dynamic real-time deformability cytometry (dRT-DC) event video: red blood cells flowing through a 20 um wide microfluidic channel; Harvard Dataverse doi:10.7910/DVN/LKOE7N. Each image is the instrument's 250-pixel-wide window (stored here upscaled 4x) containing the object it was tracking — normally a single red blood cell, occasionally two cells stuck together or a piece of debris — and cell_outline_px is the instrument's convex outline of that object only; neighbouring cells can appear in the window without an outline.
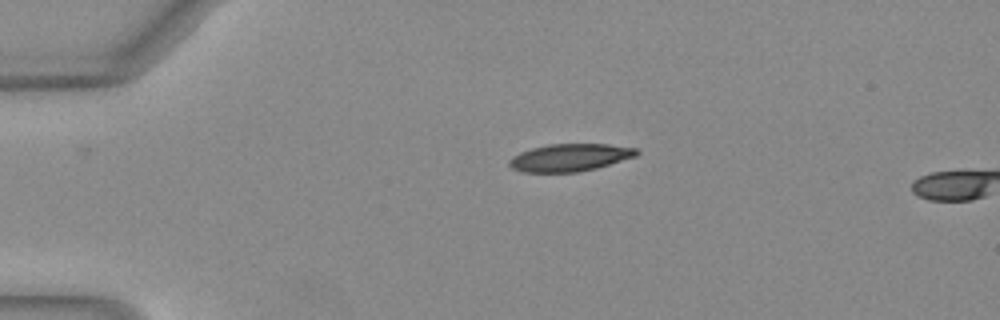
{"species": "Egyptian fruit bat (a non-hibernating species)", "species_latin": "Rousettus aegyptiacus", "temperature_condition": "warm", "stored_images_in_passage": 3, "camera_frame_rate_fps": 3000, "um_per_image_px": 0.085, "animal": {"sex": "female"}, "frame": {"image": 1, "passage_image": 1, "time_ms": 0.0, "image_size_px": [1000, 320], "cell_outline_px": [[640, 152], [636, 156], [596, 168], [576, 172], [524, 172], [512, 168], [508, 164], [508, 160], [512, 156], [520, 152], [532, 148], [548, 144], [608, 144], [636, 148]], "centroid_in_image_um": [48.42, 13.38], "position_along_channel_um": 36.6, "area_um2": 20.35}}